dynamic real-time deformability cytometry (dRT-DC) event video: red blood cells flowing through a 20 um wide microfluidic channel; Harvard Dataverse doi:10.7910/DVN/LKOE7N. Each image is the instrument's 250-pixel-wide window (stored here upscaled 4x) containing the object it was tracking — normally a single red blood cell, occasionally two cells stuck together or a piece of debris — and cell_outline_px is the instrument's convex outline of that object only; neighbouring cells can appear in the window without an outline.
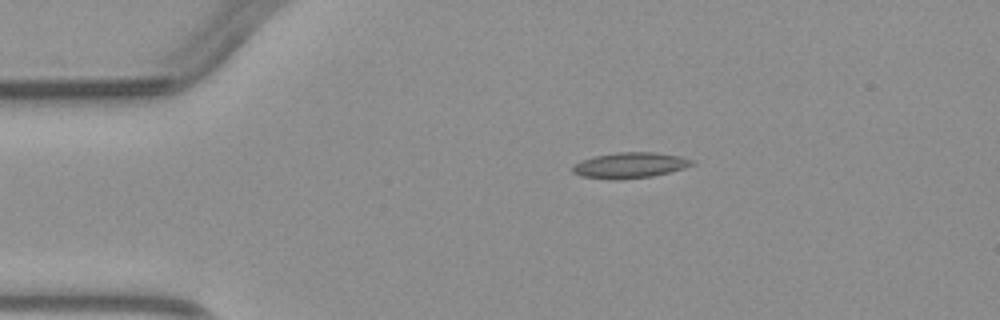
{"species": "common noctule bat (a hibernating species)", "species_latin": "Nyctalus noctula", "temperature_condition": "warm", "stored_images_in_passage": 4, "camera_frame_rate_fps": 3000, "um_per_image_px": 0.085, "animal": {"sex": "male", "body_mass_g": 23.1, "forearm_length_mm": 52.7}, "frame": {"image": 1, "passage_image": 3, "time_ms": 2.333, "image_size_px": [1000, 320], "cell_outline_px": [[696, 164], [684, 168], [652, 176], [620, 180], [616, 180], [580, 176], [572, 172], [572, 168], [580, 160], [596, 156], [620, 152], [656, 152], [680, 156], [692, 160]], "centroid_in_image_um": [53.55, 14.05], "position_along_channel_um": 31.5, "area_um2": 17.8}}